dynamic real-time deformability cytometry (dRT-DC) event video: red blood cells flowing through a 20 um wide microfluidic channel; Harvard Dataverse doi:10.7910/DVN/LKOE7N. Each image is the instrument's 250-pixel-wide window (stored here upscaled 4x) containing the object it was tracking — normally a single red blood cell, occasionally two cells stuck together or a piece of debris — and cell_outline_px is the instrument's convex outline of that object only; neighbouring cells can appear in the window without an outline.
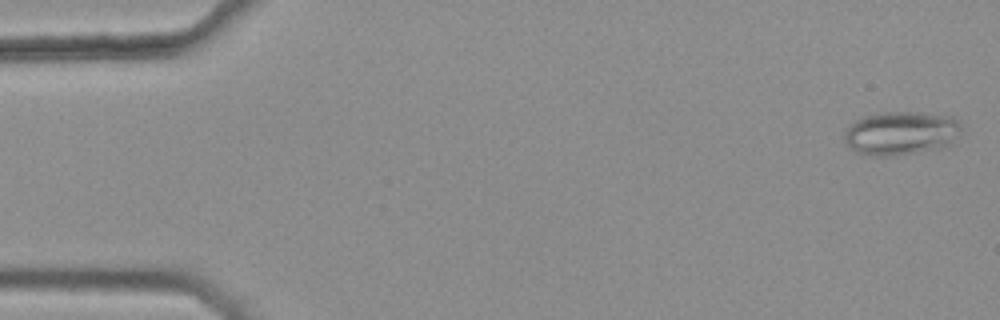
{"species": "common noctule bat (a hibernating species)", "species_latin": "Nyctalus noctula", "temperature_condition": "warm", "stored_images_in_passage": 46, "camera_frame_rate_fps": 3000, "um_per_image_px": 0.085, "animal": {"sex": "female", "body_mass_g": 25.1}, "frame": {"image": 1, "passage_image": 1, "time_ms": 0.0, "image_size_px": [1000, 320], "cell_outline_px": [[960, 132], [952, 144], [944, 148], [920, 152], [892, 156], [864, 156], [856, 152], [844, 140], [844, 132], [856, 120], [864, 116], [880, 112], [920, 112], [952, 116], [960, 120]], "centroid_in_image_um": [76.62, 11.33], "position_along_channel_um": 8.4, "area_um2": 30.23}}
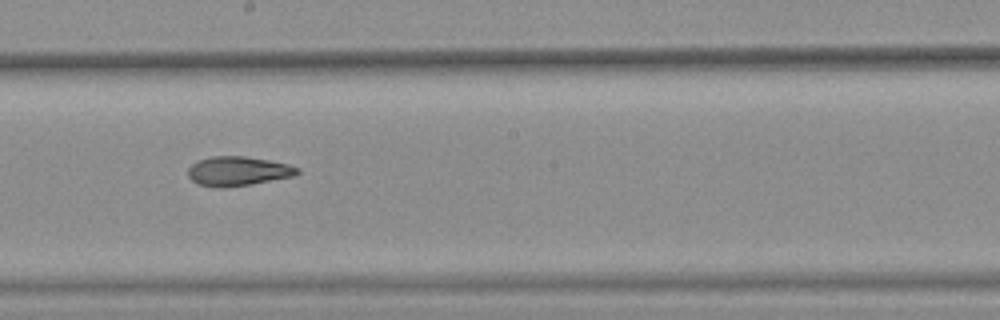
{"frame": {"image": 2, "passage_image": 29, "time_ms": 9.333, "image_size_px": [1000, 320], "cell_outline_px": [[300, 172], [292, 176], [252, 184], [224, 188], [216, 188], [196, 184], [188, 176], [188, 168], [192, 164], [200, 160], [212, 156], [244, 156], [268, 160], [288, 164], [300, 168]], "centroid_in_image_um": [20.2, 14.56], "position_along_channel_um": 228.0, "area_um2": 18.73}}
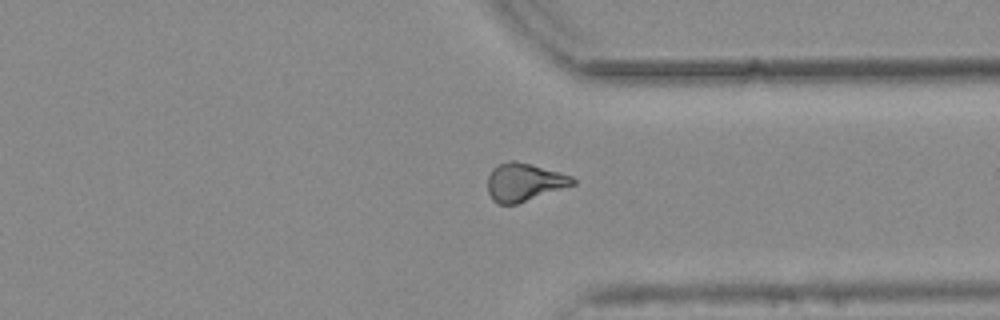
{"frame": {"image": 3, "passage_image": 40, "time_ms": 13.0, "image_size_px": [1000, 320], "cell_outline_px": [[576, 184], [516, 204], [500, 204], [492, 200], [488, 192], [488, 176], [492, 168], [508, 160], [512, 160], [532, 164], [560, 172], [572, 176], [576, 180]], "centroid_in_image_um": [44.56, 15.47], "position_along_channel_um": 366.8, "area_um2": 18.84}, "authors_computed_cell_mechanics": {"area_um2": 19.0162, "velocity_mm_per_s": 3.7987, "shape_relaxation_time_tau1_ms": null, "shape_relaxation_time_tau2_ms": 4.3434, "deformation_change_tau1": null, "deformation_change_tau2": 0.1162}}